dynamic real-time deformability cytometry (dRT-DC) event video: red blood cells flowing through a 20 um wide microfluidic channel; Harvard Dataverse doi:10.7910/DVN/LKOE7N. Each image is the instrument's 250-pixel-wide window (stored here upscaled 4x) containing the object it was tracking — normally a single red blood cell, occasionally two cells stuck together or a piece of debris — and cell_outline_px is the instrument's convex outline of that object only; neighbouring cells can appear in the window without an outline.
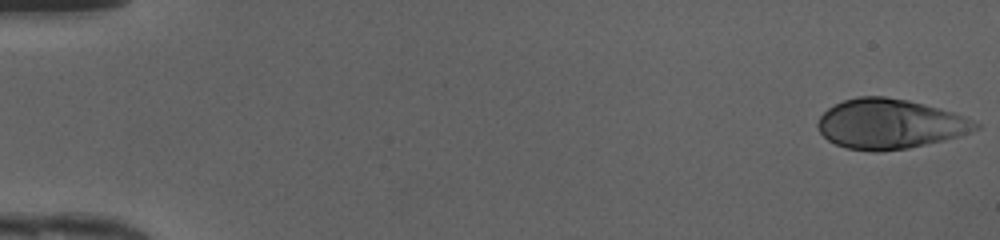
{"species": "human", "species_latin": "Homo sapiens", "temperature_condition": "cold", "stored_images_in_passage": 48, "camera_frame_rate_fps": 3000, "um_per_image_px": 0.085, "donor": {"sex": "female"}, "frame": {"image": 1, "passage_image": 1, "time_ms": 0.0, "image_size_px": [1000, 240], "cell_outline_px": [[980, 128], [944, 140], [908, 148], [880, 152], [872, 152], [848, 148], [836, 144], [828, 140], [820, 132], [816, 124], [820, 116], [828, 108], [844, 100], [856, 96], [884, 96], [908, 100], [952, 112], [964, 116], [980, 124]], "centroid_in_image_um": [75.6, 10.54], "position_along_channel_um": 9.4, "area_um2": 45.55}}
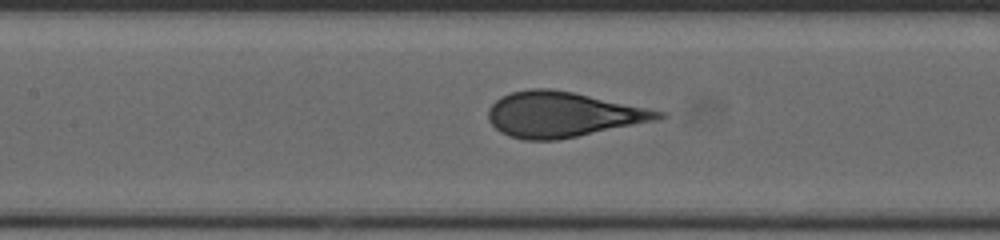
{"frame": {"image": 2, "passage_image": 23, "time_ms": 7.333, "image_size_px": [1000, 240], "cell_outline_px": [[668, 116], [660, 120], [556, 140], [524, 140], [508, 136], [500, 132], [488, 120], [488, 108], [500, 96], [512, 92], [528, 88], [548, 88], [572, 92], [668, 112]], "centroid_in_image_um": [47.85, 9.73], "position_along_channel_um": 159.6, "area_um2": 45.03}}
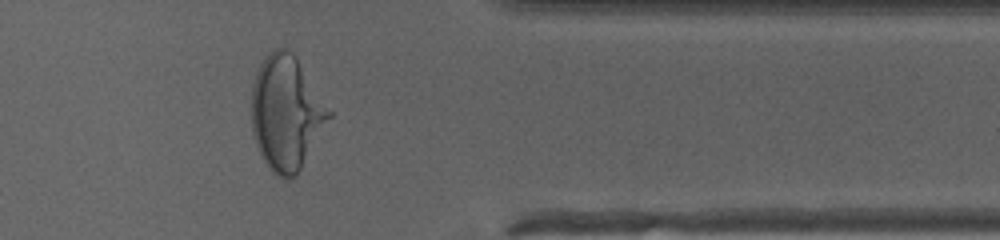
{"frame": {"image": 3, "passage_image": 40, "time_ms": 13.0, "image_size_px": [1000, 240], "cell_outline_px": [[332, 116], [296, 176], [288, 180], [284, 180], [276, 176], [272, 172], [260, 156], [252, 132], [252, 84], [256, 72], [260, 64], [268, 52], [272, 48], [288, 48], [296, 56], [332, 112]], "centroid_in_image_um": [24.32, 9.6], "position_along_channel_um": 387.1, "area_um2": 51.9}, "authors_computed_cell_mechanics": {"area_um2": 44.6505, "velocity_mm_per_s": 4.211, "shape_relaxation_time_tau1_ms": 4.4894, "shape_relaxation_time_tau2_ms": null, "deformation_change_tau1": 0.2205, "deformation_change_tau2": null}}